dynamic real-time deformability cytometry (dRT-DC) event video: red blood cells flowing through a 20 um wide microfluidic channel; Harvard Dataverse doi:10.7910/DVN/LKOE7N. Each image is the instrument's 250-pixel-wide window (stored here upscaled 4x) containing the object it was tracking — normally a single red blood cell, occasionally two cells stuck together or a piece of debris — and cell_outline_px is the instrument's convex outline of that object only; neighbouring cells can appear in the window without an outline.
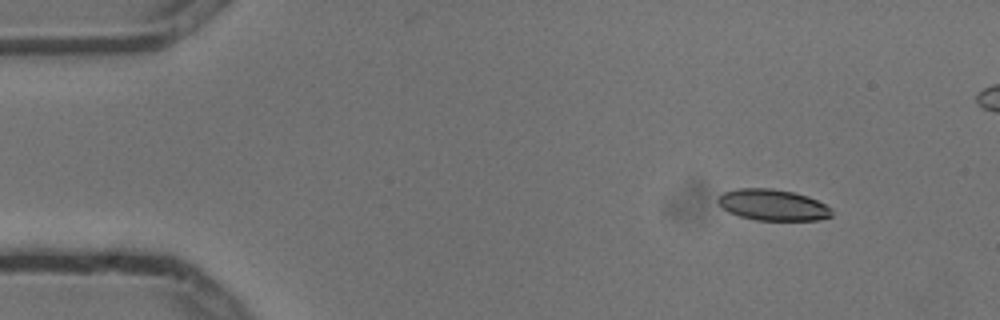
{"species": "common noctule bat (a hibernating species)", "species_latin": "Nyctalus noctula", "temperature_condition": "cold", "stored_images_in_passage": 7, "camera_frame_rate_fps": 3000, "um_per_image_px": 0.085, "animal": {"sex": "male", "body_mass_g": 13.3}, "frame": {"image": 1, "passage_image": 1, "time_ms": 0.0, "image_size_px": [1000, 320], "cell_outline_px": [[832, 216], [820, 220], [756, 220], [740, 216], [728, 212], [716, 200], [724, 192], [736, 188], [772, 188], [792, 192], [808, 196], [832, 208]], "centroid_in_image_um": [65.7, 17.42], "position_along_channel_um": 19.3, "area_um2": 20.63}}
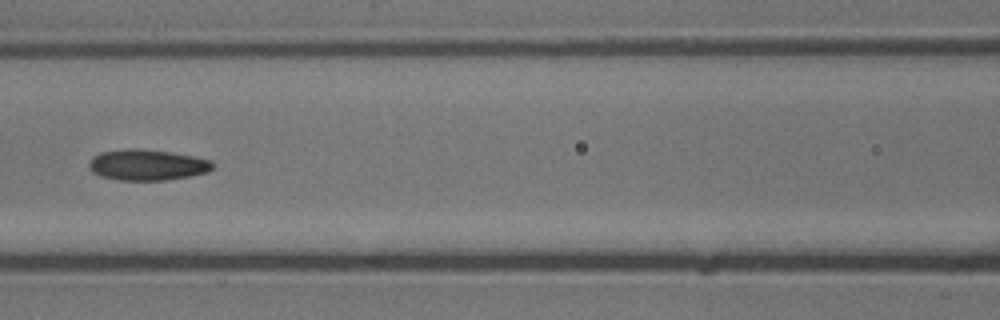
{"frame": {"image": 2, "passage_image": 6, "time_ms": 1.667, "image_size_px": [1000, 320], "cell_outline_px": [[216, 164], [208, 172], [188, 176], [164, 180], [120, 180], [100, 176], [92, 172], [88, 168], [88, 164], [92, 156], [100, 152], [128, 148], [140, 148], [168, 152], [192, 156], [212, 160]], "centroid_in_image_um": [12.48, 14.01], "position_along_channel_um": 154.1, "area_um2": 22.37}}
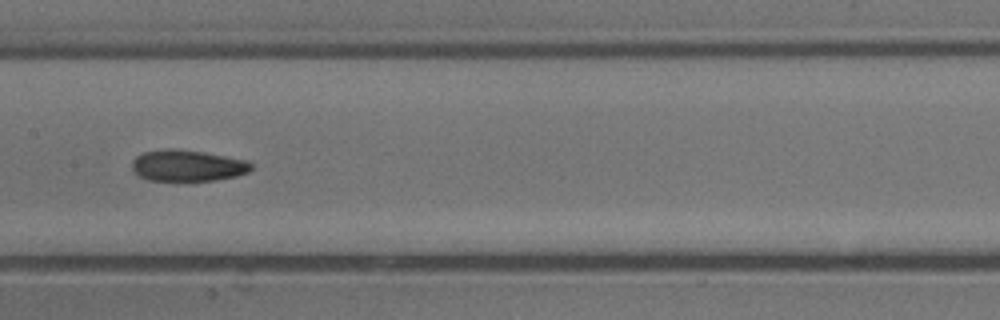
{"frame": {"image": 3, "passage_image": 7, "time_ms": 2.0, "image_size_px": [1000, 320], "cell_outline_px": [[252, 168], [248, 172], [236, 176], [216, 180], [148, 180], [140, 176], [132, 168], [132, 160], [136, 156], [144, 152], [164, 148], [172, 148], [204, 152], [248, 160], [252, 164]], "centroid_in_image_um": [15.95, 14.06], "position_along_channel_um": 191.5, "area_um2": 21.73}}